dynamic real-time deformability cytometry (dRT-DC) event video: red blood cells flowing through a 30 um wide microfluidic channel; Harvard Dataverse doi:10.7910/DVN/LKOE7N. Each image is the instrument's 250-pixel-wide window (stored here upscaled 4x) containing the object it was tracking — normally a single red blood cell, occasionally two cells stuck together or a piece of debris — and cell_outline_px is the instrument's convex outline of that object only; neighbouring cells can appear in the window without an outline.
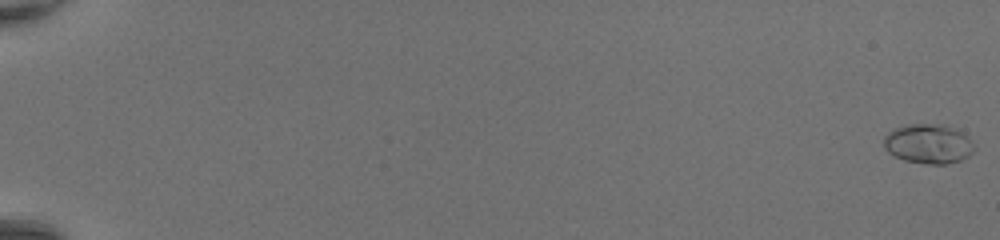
{"species": "common noctule bat (a hibernating species)", "species_latin": "Nyctalus noctula", "temperature_condition": "room temperature", "stored_images_in_passage": 51, "camera_frame_rate_fps": 3000, "um_per_image_px": 0.085, "animal": {"sex": "female", "body_mass_g": 20.0, "forearm_length_mm": 54.0}, "frame": {"image": 1, "passage_image": 1, "time_ms": 0.0, "image_size_px": [1000, 240], "cell_outline_px": [[976, 148], [968, 156], [960, 160], [944, 164], [928, 164], [904, 160], [888, 152], [884, 148], [884, 136], [888, 132], [904, 124], [944, 124], [968, 136]], "centroid_in_image_um": [78.9, 12.22], "position_along_channel_um": 6.1, "area_um2": 20.81}}
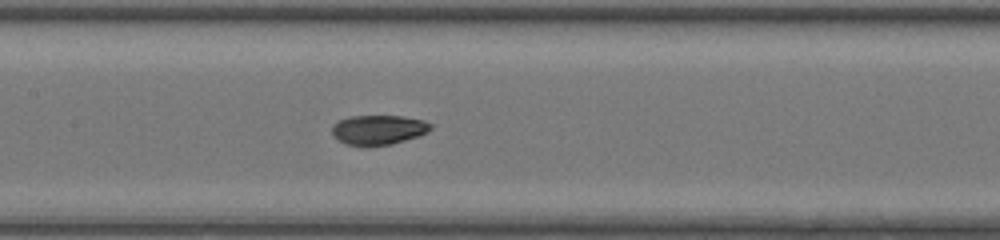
{"frame": {"image": 2, "passage_image": 28, "time_ms": 9.0, "image_size_px": [1000, 240], "cell_outline_px": [[432, 128], [420, 136], [392, 144], [368, 148], [344, 144], [332, 132], [332, 124], [348, 116], [400, 116], [424, 120], [432, 124]], "centroid_in_image_um": [32.16, 11.06], "position_along_channel_um": 175.2, "area_um2": 17.4}}
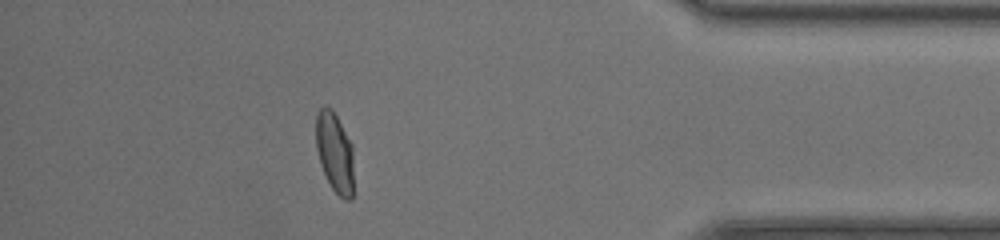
{"frame": {"image": 3, "passage_image": 46, "time_ms": 15.0, "image_size_px": [1000, 240], "cell_outline_px": [[352, 200], [344, 200], [332, 188], [320, 164], [316, 148], [316, 116], [320, 108], [324, 104], [332, 108], [352, 144]], "centroid_in_image_um": [28.43, 12.92], "position_along_channel_um": 406.8, "area_um2": 17.51}, "authors_computed_cell_mechanics": {"area_um2": 17.6868, "velocity_mm_per_s": 4.3862, "shape_relaxation_time_tau1_ms": 5.2685, "shape_relaxation_time_tau2_ms": null, "deformation_change_tau1": 0.273, "deformation_change_tau2": null}}